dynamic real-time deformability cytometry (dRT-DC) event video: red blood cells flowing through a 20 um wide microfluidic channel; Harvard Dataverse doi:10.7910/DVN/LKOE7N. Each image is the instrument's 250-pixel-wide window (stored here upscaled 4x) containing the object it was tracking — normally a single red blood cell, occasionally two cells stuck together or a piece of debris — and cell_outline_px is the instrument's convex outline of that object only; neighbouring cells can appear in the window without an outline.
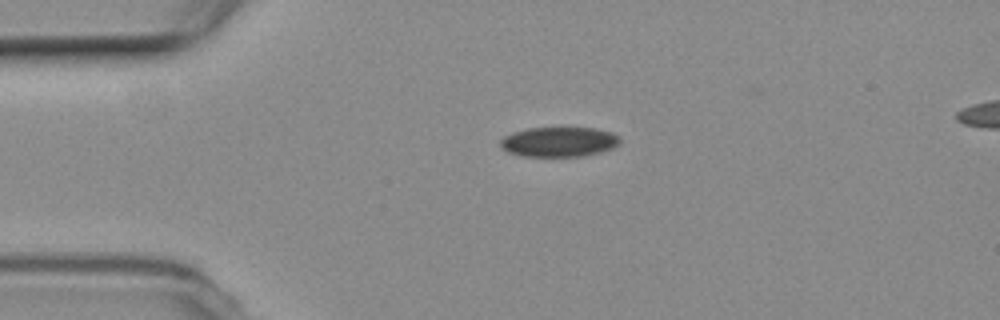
{"species": "common noctule bat (a hibernating species)", "species_latin": "Nyctalus noctula", "temperature_condition": "room temperature", "stored_images_in_passage": 3, "segment_of_instrument_passage": [1, 2], "camera_frame_rate_fps": 3000, "um_per_image_px": 0.085, "animal": {"sex": "female", "body_mass_g": 19.3, "forearm_length_mm": 54.1}, "frame": {"image": 1, "passage_image": 1, "time_ms": 0.0, "image_size_px": [1000, 320], "cell_outline_px": [[620, 144], [612, 148], [600, 152], [584, 156], [524, 156], [508, 152], [500, 144], [500, 140], [504, 136], [512, 132], [528, 128], [596, 128], [612, 132], [620, 136]], "centroid_in_image_um": [47.55, 12.05], "position_along_channel_um": 37.5, "area_um2": 20.81}}